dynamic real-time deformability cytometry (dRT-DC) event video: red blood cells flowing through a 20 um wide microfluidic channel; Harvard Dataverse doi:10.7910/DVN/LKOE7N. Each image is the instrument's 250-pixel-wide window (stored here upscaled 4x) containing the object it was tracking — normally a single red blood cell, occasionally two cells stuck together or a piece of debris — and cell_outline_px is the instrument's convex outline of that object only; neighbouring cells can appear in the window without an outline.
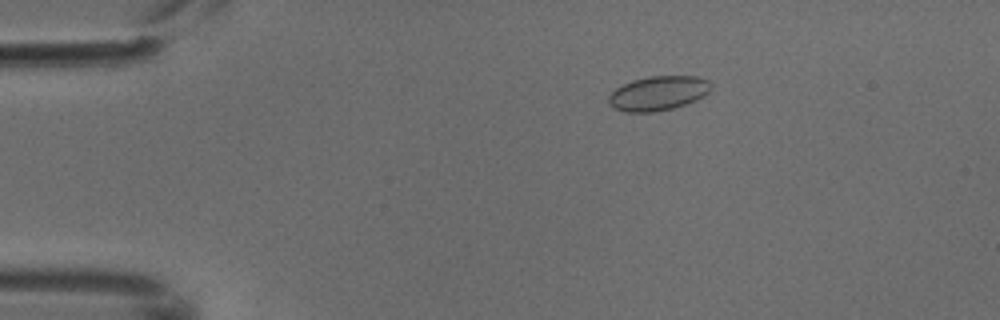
{"species": "common noctule bat (a hibernating species)", "species_latin": "Nyctalus noctula", "temperature_condition": "cold", "stored_images_in_passage": 4, "camera_frame_rate_fps": 3000, "um_per_image_px": 0.085, "animal": {"sex": "male", "body_mass_g": 18.8}, "frame": {"image": 1, "passage_image": 3, "time_ms": 0.667, "image_size_px": [1000, 320], "cell_outline_px": [[712, 88], [704, 96], [696, 100], [672, 108], [652, 112], [624, 112], [612, 108], [608, 104], [608, 96], [616, 88], [632, 80], [652, 76], [696, 76], [708, 80], [712, 84]], "centroid_in_image_um": [55.93, 7.93], "position_along_channel_um": 29.1, "area_um2": 20.58}}